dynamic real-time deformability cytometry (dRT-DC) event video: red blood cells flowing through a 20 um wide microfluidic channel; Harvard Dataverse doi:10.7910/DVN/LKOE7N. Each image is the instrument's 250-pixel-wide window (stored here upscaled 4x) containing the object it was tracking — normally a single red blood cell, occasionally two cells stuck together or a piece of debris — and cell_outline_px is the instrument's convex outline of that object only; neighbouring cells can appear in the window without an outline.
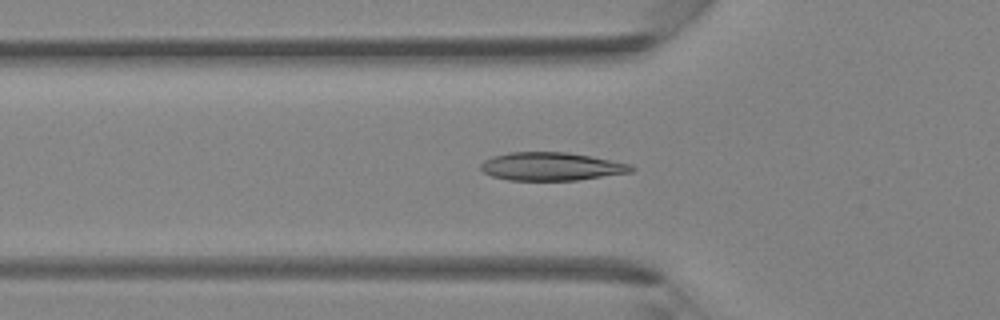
{"species": "Egyptian fruit bat (a non-hibernating species)", "species_latin": "Rousettus aegyptiacus", "temperature_condition": "room temperature", "stored_images_in_passage": 32, "camera_frame_rate_fps": 3000, "um_per_image_px": 0.085, "animal": {"sex": "female"}, "frame": {"image": 1, "passage_image": 3, "time_ms": 0.667, "image_size_px": [1000, 320], "cell_outline_px": [[636, 168], [632, 172], [580, 180], [508, 180], [492, 176], [484, 172], [480, 168], [480, 164], [484, 160], [492, 156], [508, 152], [568, 152], [592, 156], [632, 164]], "centroid_in_image_um": [46.89, 14.14], "position_along_channel_um": 78.9, "area_um2": 24.97}}
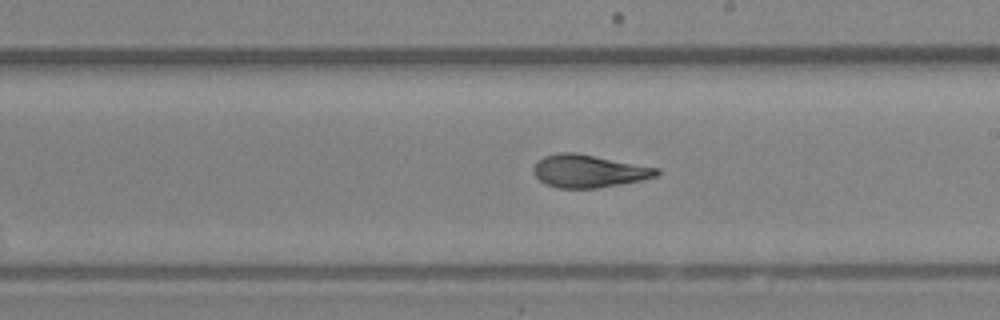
{"frame": {"image": 2, "passage_image": 13, "time_ms": 4.0, "image_size_px": [1000, 320], "cell_outline_px": [[660, 172], [656, 176], [640, 180], [620, 184], [596, 188], [556, 188], [544, 184], [532, 172], [532, 168], [536, 160], [544, 156], [560, 152], [576, 152], [660, 168]], "centroid_in_image_um": [50.0, 14.53], "position_along_channel_um": 239.0, "area_um2": 23.7}}
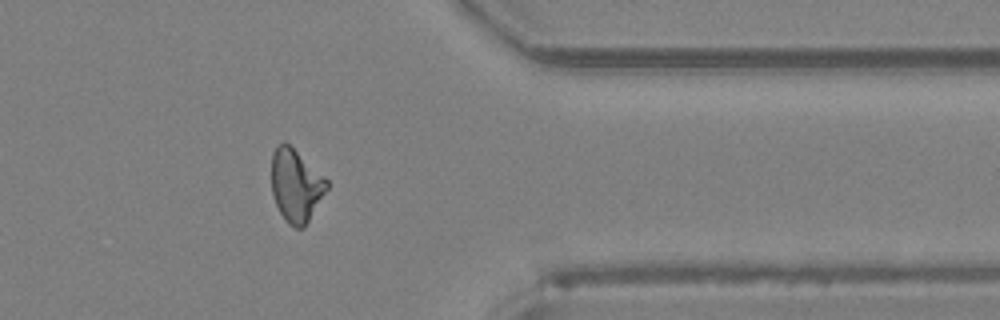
{"frame": {"image": 3, "passage_image": 23, "time_ms": 7.333, "image_size_px": [1000, 320], "cell_outline_px": [[328, 188], [304, 228], [296, 228], [288, 224], [280, 212], [272, 196], [272, 152], [284, 140], [324, 176], [328, 180]], "centroid_in_image_um": [25.15, 15.78], "position_along_channel_um": 386.3, "area_um2": 23.24}}